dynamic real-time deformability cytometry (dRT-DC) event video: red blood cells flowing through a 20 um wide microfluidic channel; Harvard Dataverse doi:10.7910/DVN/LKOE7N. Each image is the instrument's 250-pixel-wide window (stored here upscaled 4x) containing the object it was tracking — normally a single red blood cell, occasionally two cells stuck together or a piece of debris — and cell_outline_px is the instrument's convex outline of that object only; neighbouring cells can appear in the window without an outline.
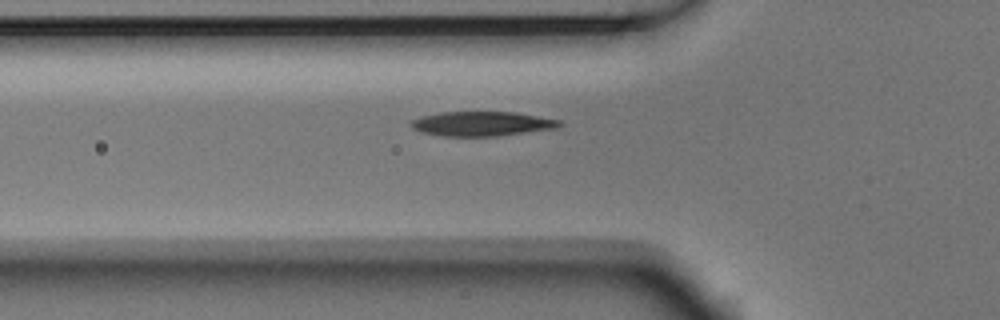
{"species": "Egyptian fruit bat (a non-hibernating species)", "species_latin": "Rousettus aegyptiacus", "temperature_condition": "room temperature", "stored_images_in_passage": 5, "camera_frame_rate_fps": 3000, "um_per_image_px": 0.085, "animal": {"sex": "male"}, "frame": {"image": 1, "passage_image": 5, "time_ms": 1.333, "image_size_px": [1000, 320], "cell_outline_px": [[564, 124], [556, 128], [496, 136], [444, 136], [420, 132], [412, 128], [408, 124], [412, 120], [424, 116], [440, 112], [516, 112], [560, 120]], "centroid_in_image_um": [40.95, 10.52], "position_along_channel_um": 84.9, "area_um2": 21.15}}